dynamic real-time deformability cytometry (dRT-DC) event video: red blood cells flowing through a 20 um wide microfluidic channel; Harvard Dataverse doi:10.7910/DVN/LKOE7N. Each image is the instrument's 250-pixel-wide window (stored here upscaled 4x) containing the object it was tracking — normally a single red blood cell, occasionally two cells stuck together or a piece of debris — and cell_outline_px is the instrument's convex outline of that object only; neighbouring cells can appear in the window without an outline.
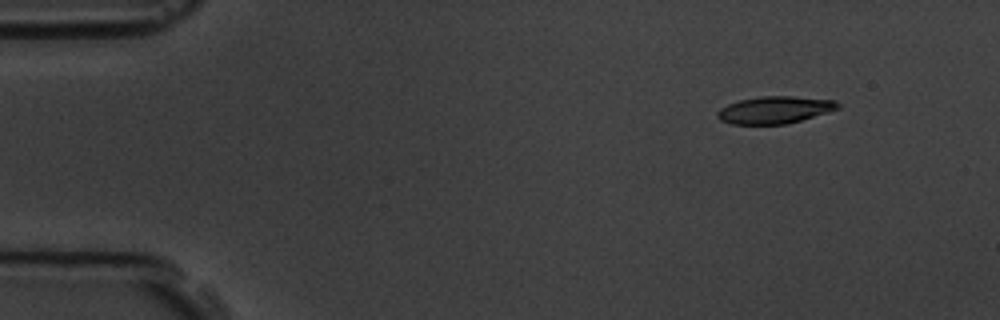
{"species": "common noctule bat (a hibernating species)", "species_latin": "Nyctalus noctula", "temperature_condition": "room temperature", "stored_images_in_passage": 4, "camera_frame_rate_fps": 3000, "um_per_image_px": 0.085, "animal": {"sex": "male", "body_mass_g": 19.5, "forearm_length_mm": 54.6}, "frame": {"image": 1, "passage_image": 1, "time_ms": 0.0, "image_size_px": [1000, 320], "cell_outline_px": [[840, 108], [828, 112], [788, 124], [732, 124], [720, 120], [716, 116], [716, 112], [720, 108], [728, 104], [740, 100], [760, 96], [792, 96], [836, 100], [840, 104]], "centroid_in_image_um": [65.85, 9.34], "position_along_channel_um": 19.1, "area_um2": 19.19}}
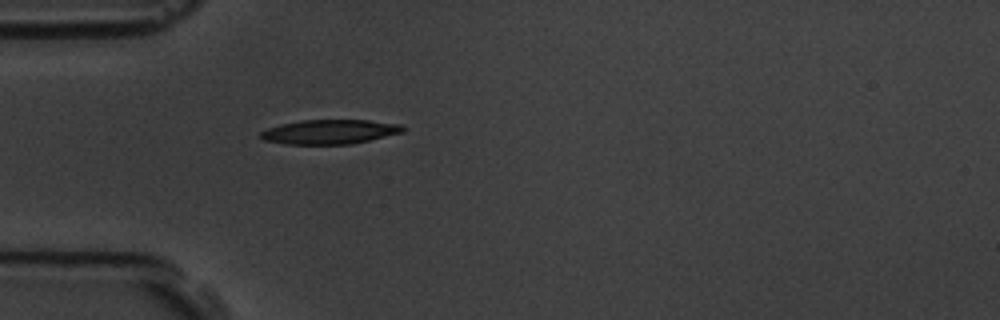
{"frame": {"image": 2, "passage_image": 4, "time_ms": 3.333, "image_size_px": [1000, 320], "cell_outline_px": [[408, 128], [404, 132], [352, 144], [284, 144], [264, 140], [260, 136], [260, 132], [268, 128], [280, 124], [300, 120], [368, 120], [400, 124]], "centroid_in_image_um": [28.05, 11.2], "position_along_channel_um": 56.9, "area_um2": 20.35}}